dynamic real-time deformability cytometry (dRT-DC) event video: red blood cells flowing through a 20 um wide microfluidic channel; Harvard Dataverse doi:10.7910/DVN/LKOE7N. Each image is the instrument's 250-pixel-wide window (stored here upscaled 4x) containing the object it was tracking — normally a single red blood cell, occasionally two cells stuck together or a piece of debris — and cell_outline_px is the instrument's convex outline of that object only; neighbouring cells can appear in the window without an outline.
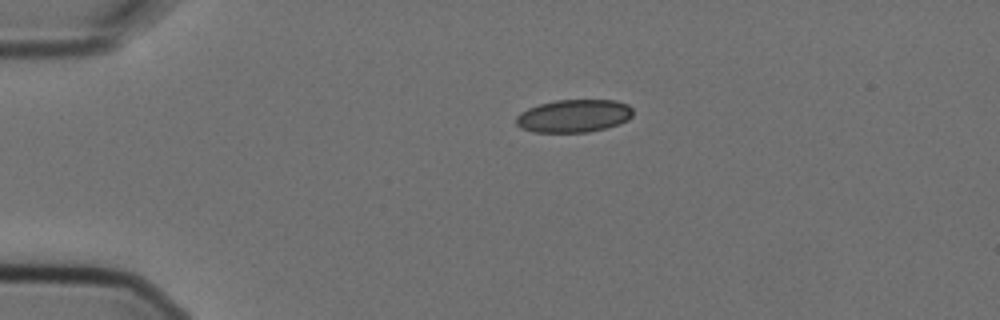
{"species": "Egyptian fruit bat (a non-hibernating species)", "species_latin": "Rousettus aegyptiacus", "temperature_condition": "cold", "stored_images_in_passage": 2, "camera_frame_rate_fps": 3000, "um_per_image_px": 0.085, "animal": {"sex": "female"}, "frame": {"image": 1, "passage_image": 2, "time_ms": 0.333, "image_size_px": [1000, 320], "cell_outline_px": [[632, 116], [628, 120], [620, 124], [588, 132], [532, 132], [520, 128], [516, 124], [516, 116], [520, 112], [528, 108], [540, 104], [556, 100], [616, 100], [628, 104], [632, 108]], "centroid_in_image_um": [48.77, 9.85], "position_along_channel_um": 36.2, "area_um2": 22.48}}